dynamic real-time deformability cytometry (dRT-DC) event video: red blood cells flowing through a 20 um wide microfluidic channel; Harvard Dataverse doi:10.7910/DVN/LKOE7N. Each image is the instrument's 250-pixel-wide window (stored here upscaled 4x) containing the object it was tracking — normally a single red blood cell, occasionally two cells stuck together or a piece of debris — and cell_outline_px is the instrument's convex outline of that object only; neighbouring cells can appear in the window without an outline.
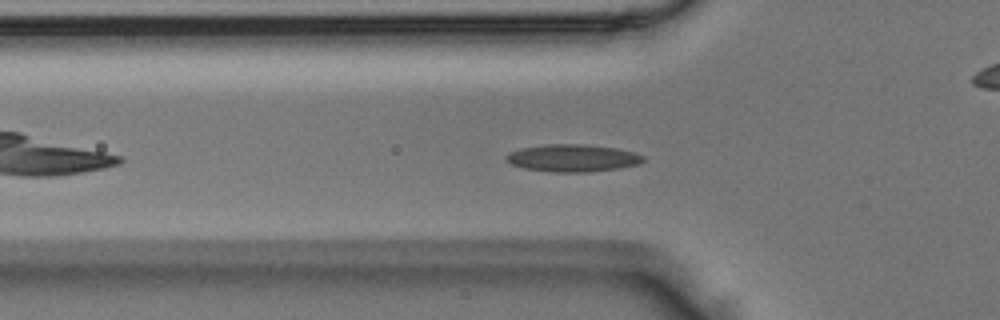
{"species": "Egyptian fruit bat (a non-hibernating species)", "species_latin": "Rousettus aegyptiacus", "temperature_condition": "room temperature", "stored_images_in_passage": 43, "camera_frame_rate_fps": 3000, "um_per_image_px": 0.085, "animal": {"sex": "male"}, "frame": {"image": 1, "passage_image": 8, "time_ms": 2.333, "image_size_px": [1000, 320], "cell_outline_px": [[644, 160], [640, 164], [620, 168], [588, 172], [552, 172], [524, 168], [512, 164], [504, 160], [504, 156], [508, 152], [520, 148], [544, 144], [584, 144], [616, 148], [636, 152], [644, 156]], "centroid_in_image_um": [48.66, 13.43], "position_along_channel_um": 77.1, "area_um2": 22.14}}
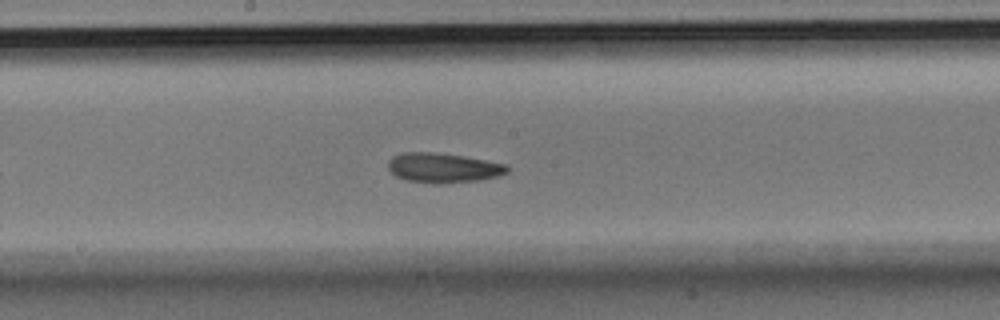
{"frame": {"image": 2, "passage_image": 18, "time_ms": 5.667, "image_size_px": [1000, 320], "cell_outline_px": [[508, 172], [500, 176], [480, 180], [444, 184], [436, 184], [408, 180], [396, 176], [388, 168], [388, 160], [392, 156], [400, 152], [432, 152], [464, 156], [508, 164]], "centroid_in_image_um": [37.69, 14.26], "position_along_channel_um": 210.5, "area_um2": 20.87}}
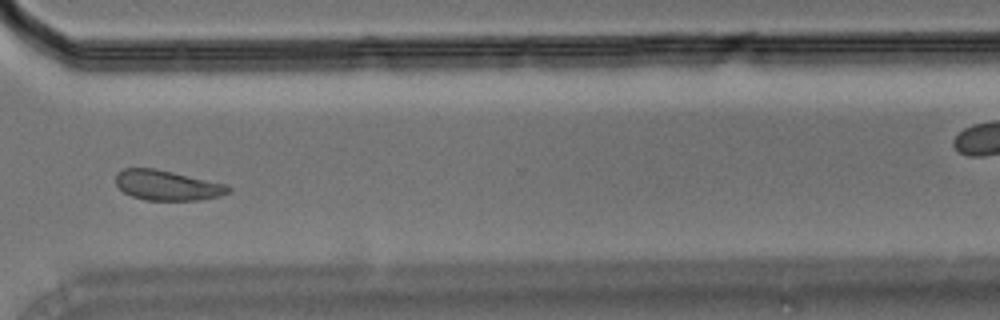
{"frame": {"image": 3, "passage_image": 29, "time_ms": 9.333, "image_size_px": [1000, 320], "cell_outline_px": [[232, 188], [228, 192], [220, 196], [200, 200], [144, 200], [132, 196], [124, 192], [116, 184], [116, 172], [124, 168], [156, 168], [228, 184]], "centroid_in_image_um": [14.22, 15.74], "position_along_channel_um": 356.4, "area_um2": 19.88}}